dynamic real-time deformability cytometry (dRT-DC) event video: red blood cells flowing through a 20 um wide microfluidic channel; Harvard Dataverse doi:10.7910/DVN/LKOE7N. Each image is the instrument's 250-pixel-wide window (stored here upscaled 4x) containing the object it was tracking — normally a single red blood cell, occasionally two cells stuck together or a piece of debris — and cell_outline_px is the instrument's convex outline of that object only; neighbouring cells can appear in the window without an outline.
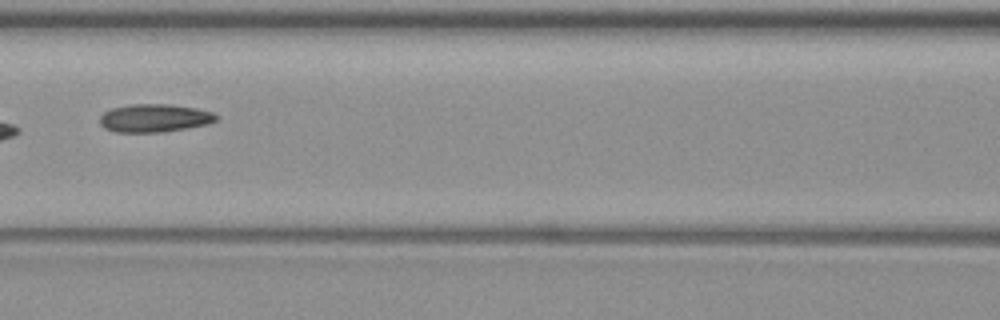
{"species": "common noctule bat (a hibernating species)", "species_latin": "Nyctalus noctula", "temperature_condition": "warm", "stored_images_in_passage": 8, "camera_frame_rate_fps": 3000, "um_per_image_px": 0.085, "animal": {"sex": "female", "body_mass_g": 19.3, "forearm_length_mm": 54.1}, "frame": {"image": 1, "passage_image": 6, "time_ms": 7.667, "image_size_px": [1000, 320], "cell_outline_px": [[220, 116], [216, 120], [208, 124], [160, 132], [116, 132], [104, 128], [100, 124], [100, 116], [104, 112], [112, 108], [128, 104], [168, 104], [196, 108], [212, 112]], "centroid_in_image_um": [13.11, 10.03], "position_along_channel_um": 153.5, "area_um2": 19.02}}
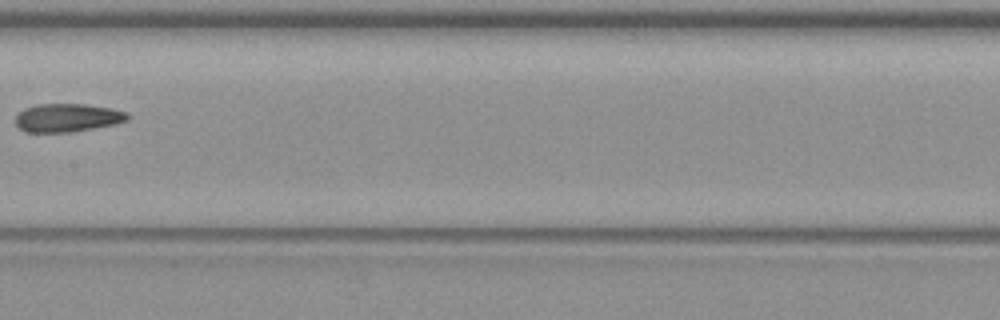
{"frame": {"image": 2, "passage_image": 7, "time_ms": 9.0, "image_size_px": [1000, 320], "cell_outline_px": [[128, 120], [116, 124], [72, 132], [24, 132], [16, 124], [16, 116], [24, 108], [36, 104], [84, 104], [112, 108], [128, 112]], "centroid_in_image_um": [5.74, 10.01], "position_along_channel_um": 201.7, "area_um2": 18.55}}
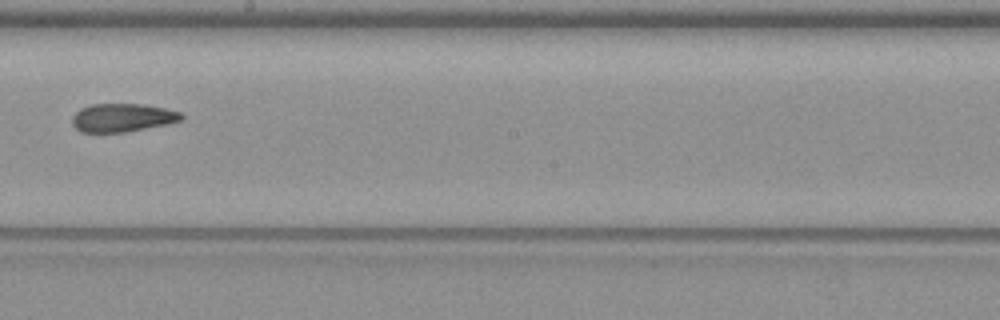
{"frame": {"image": 3, "passage_image": 8, "time_ms": 10.0, "image_size_px": [1000, 320], "cell_outline_px": [[184, 116], [180, 120], [168, 124], [124, 132], [80, 132], [72, 124], [72, 116], [80, 108], [92, 104], [144, 104], [164, 108], [180, 112]], "centroid_in_image_um": [10.38, 10.0], "position_along_channel_um": 237.8, "area_um2": 17.98}}